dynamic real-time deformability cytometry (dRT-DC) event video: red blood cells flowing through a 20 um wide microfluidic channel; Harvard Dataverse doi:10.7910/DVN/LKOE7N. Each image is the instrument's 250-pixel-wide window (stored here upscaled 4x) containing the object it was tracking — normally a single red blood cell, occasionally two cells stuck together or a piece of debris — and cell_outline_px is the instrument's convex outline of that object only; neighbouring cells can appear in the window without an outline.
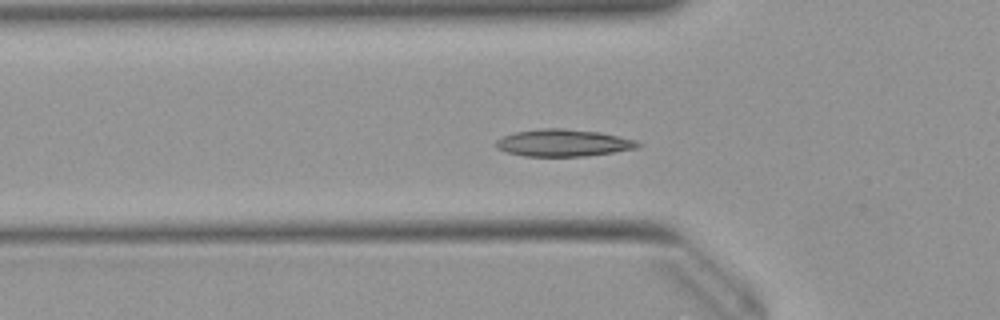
{"species": "Egyptian fruit bat (a non-hibernating species)", "species_latin": "Rousettus aegyptiacus", "temperature_condition": "warm", "stored_images_in_passage": 43, "camera_frame_rate_fps": 3000, "um_per_image_px": 0.085, "animal": {"sex": "female"}, "frame": {"image": 1, "passage_image": 7, "time_ms": 2.0, "image_size_px": [1000, 320], "cell_outline_px": [[644, 144], [640, 148], [584, 156], [524, 156], [504, 152], [496, 148], [492, 144], [496, 140], [504, 136], [516, 132], [540, 128], [564, 128], [600, 132], [636, 140]], "centroid_in_image_um": [47.87, 12.14], "position_along_channel_um": 77.9, "area_um2": 22.66}}
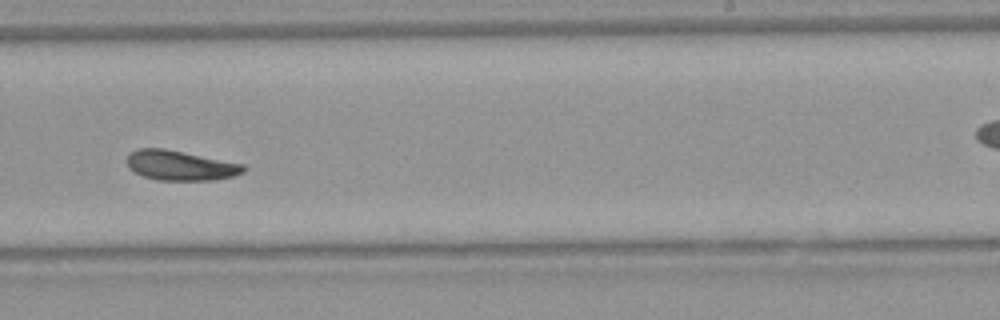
{"frame": {"image": 2, "passage_image": 22, "time_ms": 7.0, "image_size_px": [1000, 320], "cell_outline_px": [[248, 168], [244, 172], [236, 176], [212, 180], [160, 180], [144, 176], [128, 168], [128, 156], [136, 148], [164, 148], [244, 164]], "centroid_in_image_um": [15.38, 14.06], "position_along_channel_um": 273.6, "area_um2": 20.23}}
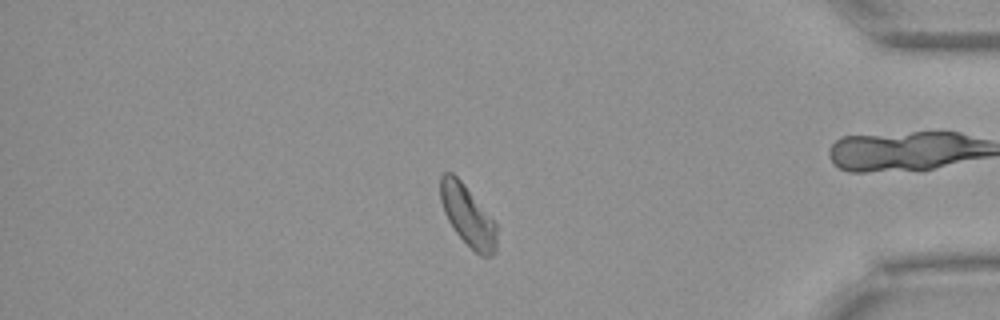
{"frame": {"image": 3, "passage_image": 34, "time_ms": 11.0, "image_size_px": [1000, 320], "cell_outline_px": [[496, 252], [492, 256], [480, 256], [456, 232], [448, 220], [444, 212], [440, 200], [440, 176], [444, 172], [452, 172], [464, 184], [496, 224]], "centroid_in_image_um": [39.74, 18.32], "position_along_channel_um": 395.5, "area_um2": 19.54}, "authors_computed_cell_mechanics": {"area_um2": 20.5768, "velocity_mm_per_s": 3.9284, "shape_relaxation_time_tau1_ms": 2.1214, "shape_relaxation_time_tau2_ms": 10.2079, "deformation_change_tau1": 0.0829, "deformation_change_tau2": 0.1364}}